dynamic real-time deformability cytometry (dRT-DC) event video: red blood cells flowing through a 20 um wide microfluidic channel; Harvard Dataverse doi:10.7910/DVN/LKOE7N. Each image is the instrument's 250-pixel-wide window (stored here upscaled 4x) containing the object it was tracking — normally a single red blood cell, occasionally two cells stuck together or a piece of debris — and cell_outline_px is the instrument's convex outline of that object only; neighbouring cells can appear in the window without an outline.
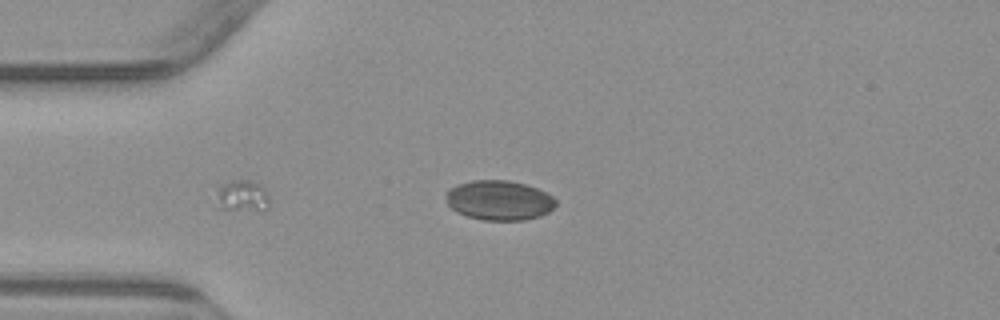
{"species": "common noctule bat (a hibernating species)", "species_latin": "Nyctalus noctula", "temperature_condition": "warm", "stored_images_in_passage": 5, "segment_of_instrument_passage": [2, 2], "camera_frame_rate_fps": 3000, "um_per_image_px": 0.085, "animal": {"sex": "male", "body_mass_g": 23.1, "forearm_length_mm": 52.7}, "frame": {"image": 1, "passage_image": 5, "time_ms": 4.667, "image_size_px": [1000, 320], "cell_outline_px": [[556, 204], [548, 212], [540, 216], [524, 220], [484, 220], [468, 216], [456, 212], [448, 204], [444, 192], [456, 184], [472, 180], [508, 180], [524, 184], [536, 188], [552, 196], [556, 200]], "centroid_in_image_um": [42.39, 17.02], "position_along_channel_um": 42.6, "area_um2": 25.43}}